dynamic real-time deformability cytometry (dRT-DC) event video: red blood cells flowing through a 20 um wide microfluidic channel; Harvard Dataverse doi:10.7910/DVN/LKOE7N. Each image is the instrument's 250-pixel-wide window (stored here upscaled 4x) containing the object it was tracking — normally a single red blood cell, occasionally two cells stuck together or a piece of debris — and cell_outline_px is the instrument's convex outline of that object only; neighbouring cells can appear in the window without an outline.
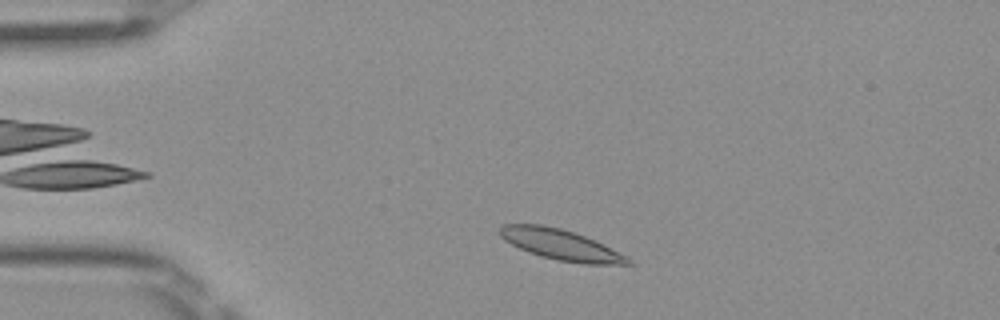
{"species": "Egyptian fruit bat (a non-hibernating species)", "species_latin": "Rousettus aegyptiacus", "temperature_condition": "room temperature", "stored_images_in_passage": 34, "camera_frame_rate_fps": 3000, "um_per_image_px": 0.085, "frame": {"image": 1, "passage_image": 4, "time_ms": 1.0, "image_size_px": [1000, 320], "cell_outline_px": [[636, 264], [584, 264], [556, 260], [540, 256], [528, 252], [504, 240], [500, 236], [500, 228], [504, 224], [540, 224], [560, 228], [596, 240], [628, 256]], "centroid_in_image_um": [47.71, 20.81], "position_along_channel_um": 37.3, "area_um2": 22.89}}
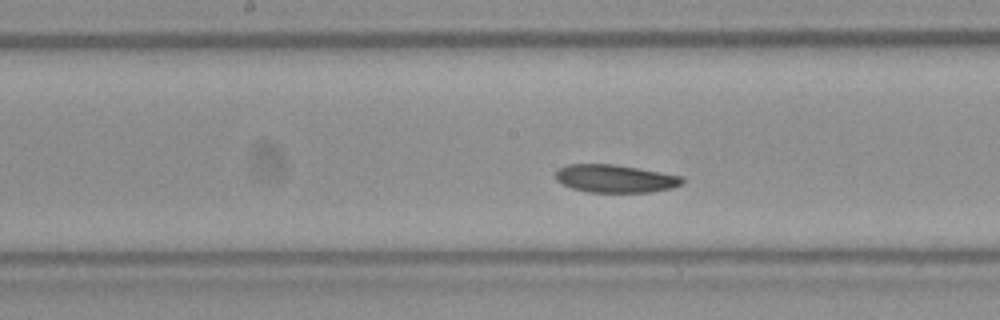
{"frame": {"image": 2, "passage_image": 19, "time_ms": 6.0, "image_size_px": [1000, 320], "cell_outline_px": [[684, 184], [672, 188], [648, 192], [588, 192], [572, 188], [556, 180], [556, 172], [560, 168], [568, 164], [612, 164], [684, 176]], "centroid_in_image_um": [52.32, 15.18], "position_along_channel_um": 195.9, "area_um2": 20.46}}
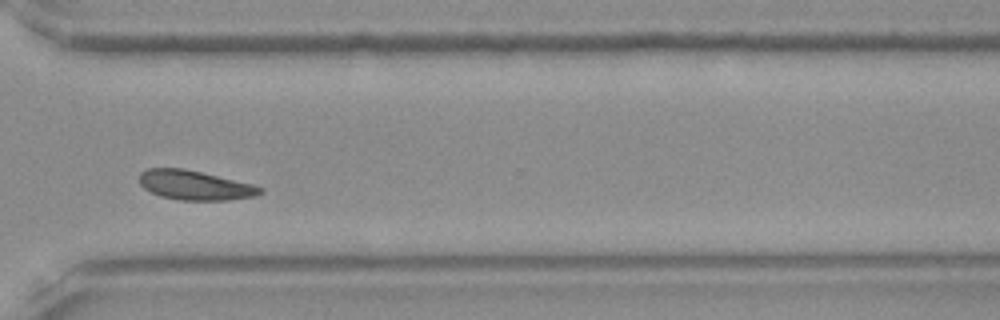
{"frame": {"image": 3, "passage_image": 31, "time_ms": 10.0, "image_size_px": [1000, 320], "cell_outline_px": [[264, 192], [256, 196], [228, 200], [180, 200], [160, 196], [144, 188], [140, 184], [140, 172], [148, 168], [184, 168], [252, 184], [264, 188]], "centroid_in_image_um": [16.58, 15.74], "position_along_channel_um": 354.0, "area_um2": 20.69}, "authors_computed_cell_mechanics": {"area_um2": 21.0103, "velocity_mm_per_s": 3.9554, "shape_relaxation_time_tau1_ms": 6.204, "shape_relaxation_time_tau2_ms": 5.3109, "deformation_change_tau1": 0.1123, "deformation_change_tau2": 0.0773}}